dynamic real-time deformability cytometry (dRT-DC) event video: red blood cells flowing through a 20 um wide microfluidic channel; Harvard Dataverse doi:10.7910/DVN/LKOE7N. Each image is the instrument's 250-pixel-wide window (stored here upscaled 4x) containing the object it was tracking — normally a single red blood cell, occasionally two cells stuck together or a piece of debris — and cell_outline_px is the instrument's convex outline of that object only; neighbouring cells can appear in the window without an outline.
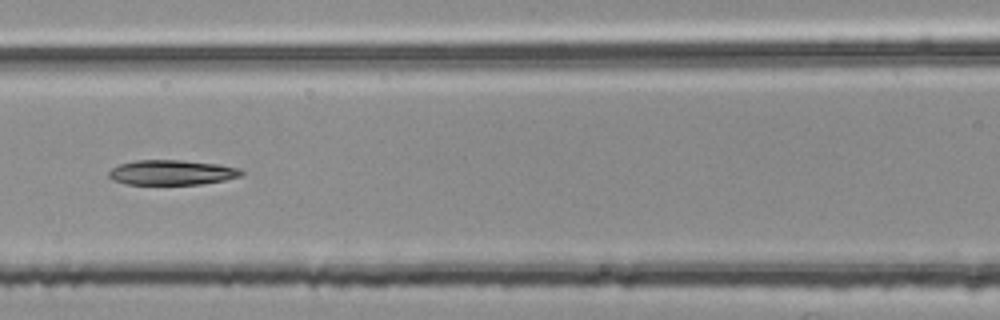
{"species": "common noctule bat (a hibernating species)", "species_latin": "Nyctalus noctula", "temperature_condition": "room temperature", "stored_images_in_passage": 13, "camera_frame_rate_fps": 3000, "um_per_image_px": 0.085, "animal": {"sex": "female", "body_mass_g": 25.1}, "frame": {"image": 1, "passage_image": 8, "time_ms": 2.333, "image_size_px": [1000, 320], "cell_outline_px": [[244, 172], [240, 176], [224, 180], [200, 184], [124, 184], [108, 176], [108, 172], [112, 168], [120, 164], [136, 160], [180, 160], [220, 164], [240, 168]], "centroid_in_image_um": [14.62, 14.65], "position_along_channel_um": 152.0, "area_um2": 19.19}}
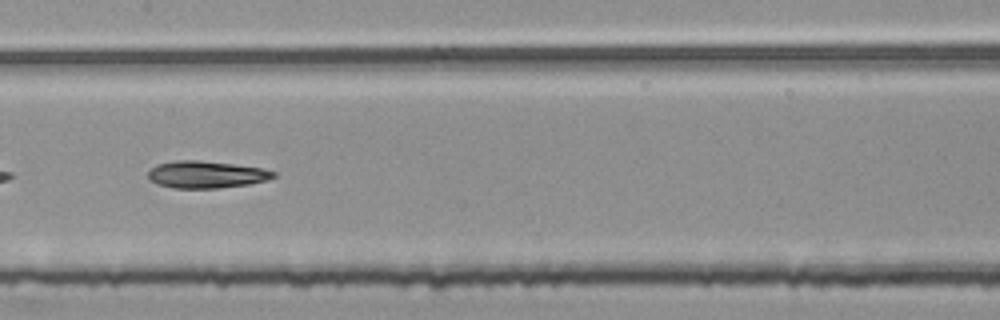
{"frame": {"image": 2, "passage_image": 11, "time_ms": 3.333, "image_size_px": [1000, 320], "cell_outline_px": [[276, 176], [264, 180], [248, 184], [220, 188], [172, 188], [160, 184], [152, 180], [148, 176], [148, 172], [156, 164], [176, 160], [196, 160], [232, 164], [260, 168], [276, 172]], "centroid_in_image_um": [17.51, 14.83], "position_along_channel_um": 189.9, "area_um2": 19.48}}